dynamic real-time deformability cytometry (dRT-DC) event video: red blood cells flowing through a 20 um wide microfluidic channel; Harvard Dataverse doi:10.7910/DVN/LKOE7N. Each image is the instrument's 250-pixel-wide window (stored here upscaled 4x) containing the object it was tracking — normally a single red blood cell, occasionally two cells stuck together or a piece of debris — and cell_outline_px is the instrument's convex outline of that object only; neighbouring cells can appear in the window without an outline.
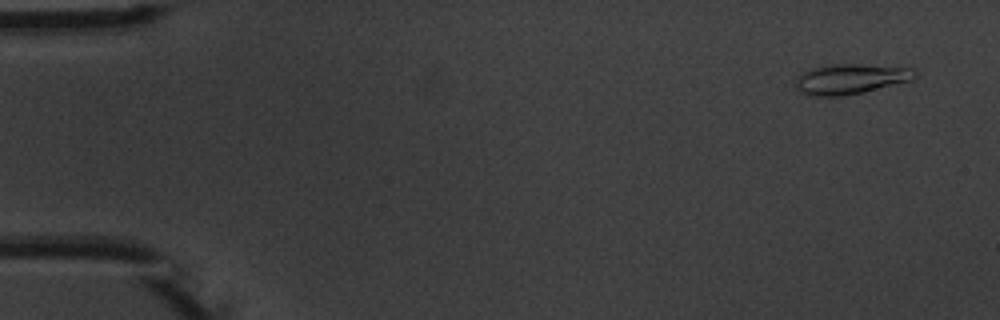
{"species": "common noctule bat (a hibernating species)", "species_latin": "Nyctalus noctula", "temperature_condition": "warm", "stored_images_in_passage": 5, "segment_of_instrument_passage": [2, 2], "camera_frame_rate_fps": 3000, "um_per_image_px": 0.085, "animal": {"sex": "male", "body_mass_g": 20.1, "forearm_length_mm": 53.5}, "frame": {"image": 1, "passage_image": 5, "time_ms": 5.333, "image_size_px": [1000, 320], "cell_outline_px": [[916, 76], [912, 80], [864, 92], [840, 96], [812, 96], [800, 92], [796, 88], [796, 76], [812, 68], [832, 64], [860, 64], [912, 68], [916, 72]], "centroid_in_image_um": [72.28, 6.71], "position_along_channel_um": 12.7, "area_um2": 20.92}}